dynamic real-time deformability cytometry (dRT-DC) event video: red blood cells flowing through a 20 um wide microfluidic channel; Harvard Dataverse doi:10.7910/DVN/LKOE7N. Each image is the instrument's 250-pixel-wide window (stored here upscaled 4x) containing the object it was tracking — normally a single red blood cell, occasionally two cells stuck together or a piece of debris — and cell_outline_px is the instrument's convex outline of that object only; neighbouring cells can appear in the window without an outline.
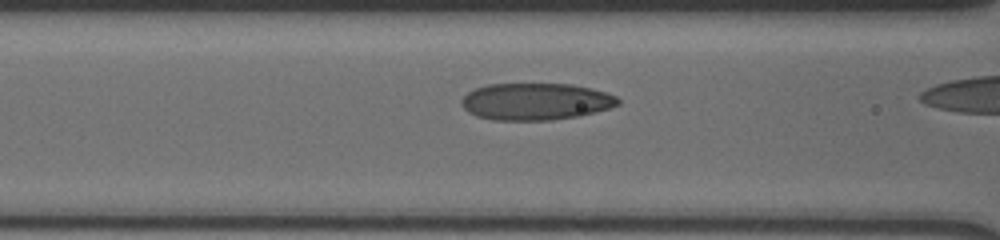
{"species": "human", "species_latin": "Homo sapiens", "temperature_condition": "cold", "stored_images_in_passage": 29, "camera_frame_rate_fps": 3000, "um_per_image_px": 0.085, "donor": {"sex": "male"}, "frame": {"image": 1, "passage_image": 6, "time_ms": 1.667, "image_size_px": [1000, 240], "cell_outline_px": [[620, 104], [608, 108], [580, 116], [552, 120], [492, 120], [476, 116], [468, 112], [460, 104], [460, 100], [468, 92], [476, 88], [488, 84], [572, 84], [592, 88], [608, 92], [616, 96], [620, 100]], "centroid_in_image_um": [45.54, 8.63], "position_along_channel_um": 121.1, "area_um2": 33.93}}
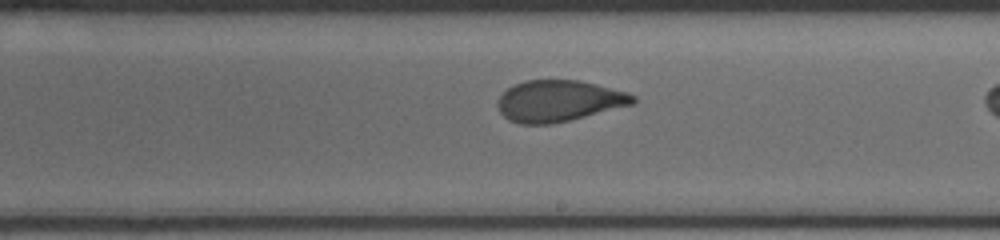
{"frame": {"image": 2, "passage_image": 16, "time_ms": 5.0, "image_size_px": [1000, 240], "cell_outline_px": [[636, 104], [552, 124], [520, 124], [508, 120], [500, 112], [496, 104], [496, 100], [508, 88], [524, 80], [580, 80], [628, 92], [636, 96]], "centroid_in_image_um": [47.51, 8.58], "position_along_channel_um": 241.5, "area_um2": 32.77}}
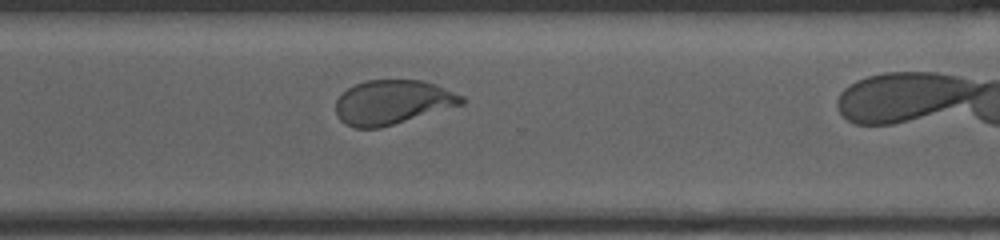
{"frame": {"image": 3, "passage_image": 24, "time_ms": 7.667, "image_size_px": [1000, 240], "cell_outline_px": [[468, 100], [464, 104], [380, 128], [356, 128], [344, 124], [336, 116], [336, 100], [348, 88], [356, 84], [368, 80], [424, 80], [436, 84], [464, 96]], "centroid_in_image_um": [33.39, 8.69], "position_along_channel_um": 337.2, "area_um2": 32.66}}